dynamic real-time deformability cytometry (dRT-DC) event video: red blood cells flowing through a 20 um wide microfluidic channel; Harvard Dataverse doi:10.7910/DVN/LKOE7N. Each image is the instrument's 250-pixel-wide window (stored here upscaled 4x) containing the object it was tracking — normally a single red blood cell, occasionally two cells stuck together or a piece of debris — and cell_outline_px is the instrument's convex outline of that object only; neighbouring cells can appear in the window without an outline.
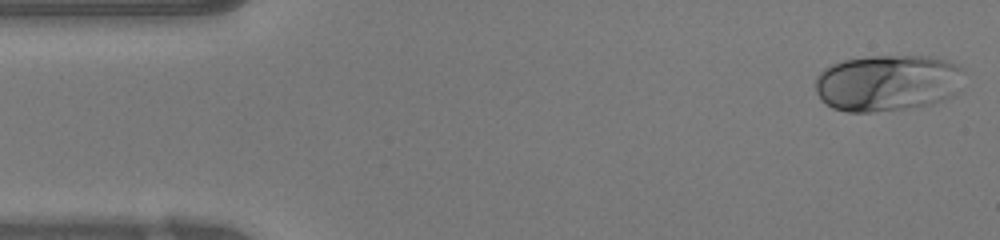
{"species": "human", "species_latin": "Homo sapiens", "temperature_condition": "warm", "stored_images_in_passage": 46, "camera_frame_rate_fps": 3000, "um_per_image_px": 0.085, "donor": {"sex": "female"}, "frame": {"image": 1, "passage_image": 1, "time_ms": 0.0, "image_size_px": [1000, 240], "cell_outline_px": [[964, 72], [956, 96], [932, 104], [872, 112], [848, 112], [832, 108], [820, 100], [816, 92], [816, 76], [824, 68], [832, 64], [844, 60], [868, 56], [928, 56], [944, 60], [956, 64], [964, 68]], "centroid_in_image_um": [75.45, 7.04], "position_along_channel_um": 9.6, "area_um2": 49.36}}
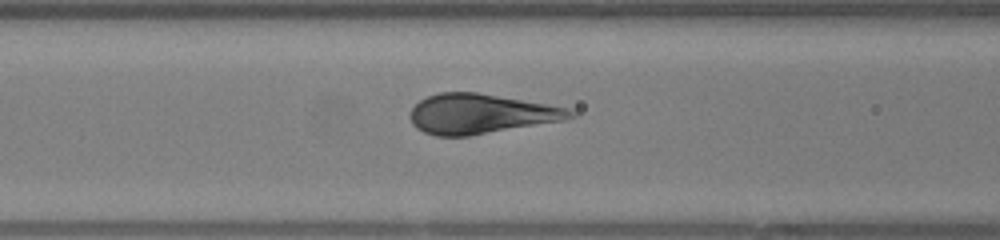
{"frame": {"image": 2, "passage_image": 17, "time_ms": 5.333, "image_size_px": [1000, 240], "cell_outline_px": [[576, 116], [564, 120], [468, 136], [436, 136], [424, 132], [416, 128], [412, 124], [408, 116], [412, 108], [420, 100], [428, 96], [440, 92], [476, 92], [568, 108], [576, 112]], "centroid_in_image_um": [40.81, 9.68], "position_along_channel_um": 125.8, "area_um2": 36.88}}
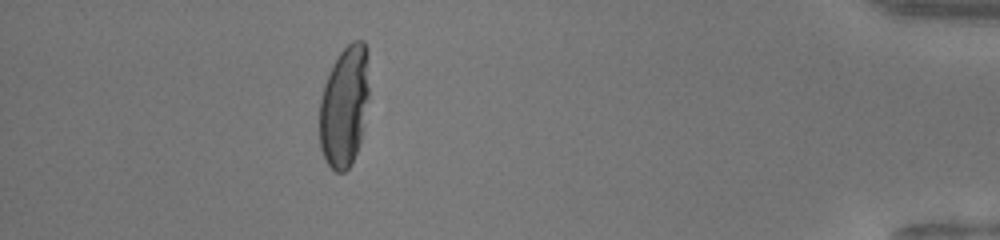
{"frame": {"image": 3, "passage_image": 41, "time_ms": 13.333, "image_size_px": [1000, 240], "cell_outline_px": [[368, 96], [360, 140], [356, 152], [348, 168], [344, 172], [336, 172], [328, 164], [320, 148], [320, 100], [324, 84], [340, 52], [352, 40], [364, 40], [368, 48]], "centroid_in_image_um": [29.28, 8.99], "position_along_channel_um": 405.9, "area_um2": 34.62}, "authors_computed_cell_mechanics": {"area_um2": 38.2347, "velocity_mm_per_s": 4.2515, "shape_relaxation_time_tau1_ms": 4.775, "shape_relaxation_time_tau2_ms": null, "deformation_change_tau1": 0.2571, "deformation_change_tau2": null}}